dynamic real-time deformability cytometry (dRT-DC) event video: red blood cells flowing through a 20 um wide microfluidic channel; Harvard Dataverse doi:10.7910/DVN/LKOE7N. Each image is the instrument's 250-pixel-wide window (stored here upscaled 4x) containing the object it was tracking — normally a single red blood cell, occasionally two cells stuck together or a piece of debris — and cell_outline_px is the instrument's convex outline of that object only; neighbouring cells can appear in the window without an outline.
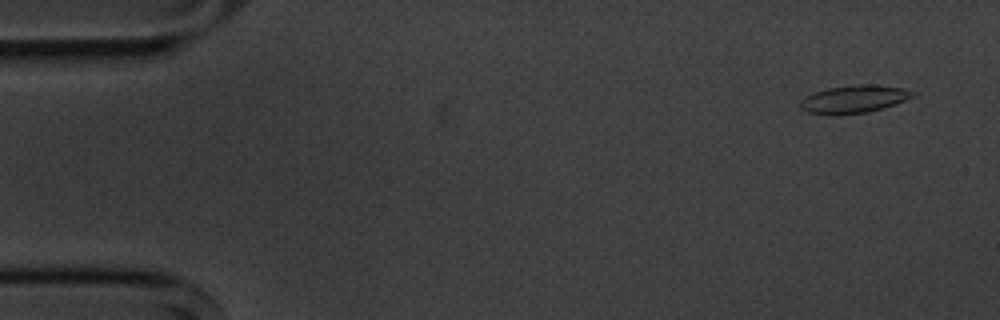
{"species": "common noctule bat (a hibernating species)", "species_latin": "Nyctalus noctula", "temperature_condition": "cold", "stored_images_in_passage": 9, "camera_frame_rate_fps": 3000, "um_per_image_px": 0.085, "animal": {"sex": "male", "body_mass_g": 20.1, "forearm_length_mm": 53.5}, "frame": {"image": 1, "passage_image": 1, "time_ms": 0.0, "image_size_px": [1000, 320], "cell_outline_px": [[916, 96], [884, 108], [868, 112], [808, 112], [800, 108], [800, 100], [816, 92], [828, 88], [852, 84], [872, 84], [900, 88], [916, 92]], "centroid_in_image_um": [72.67, 8.38], "position_along_channel_um": 12.3, "area_um2": 17.46}}
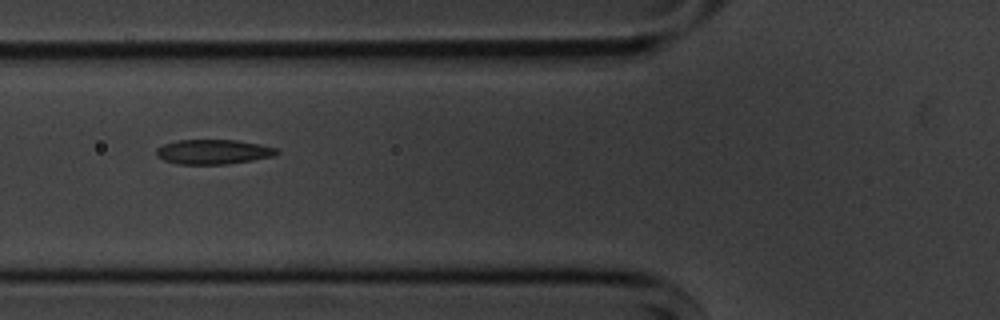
{"frame": {"image": 2, "passage_image": 6, "time_ms": 5.667, "image_size_px": [1000, 320], "cell_outline_px": [[280, 152], [276, 156], [228, 164], [176, 164], [164, 160], [156, 156], [156, 148], [164, 144], [176, 140], [236, 140], [260, 144], [276, 148]], "centroid_in_image_um": [18.13, 12.9], "position_along_channel_um": 107.7, "area_um2": 17.46}}
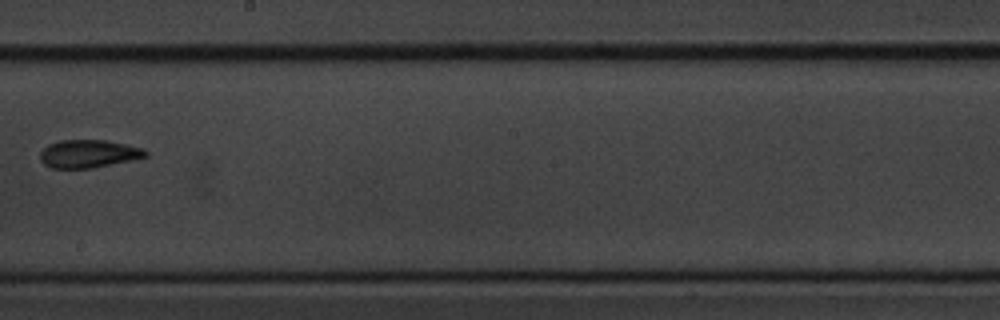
{"frame": {"image": 3, "passage_image": 9, "time_ms": 9.333, "image_size_px": [1000, 320], "cell_outline_px": [[148, 156], [92, 168], [52, 168], [44, 164], [40, 160], [40, 152], [48, 144], [60, 140], [104, 140], [144, 148], [148, 152]], "centroid_in_image_um": [7.5, 13.06], "position_along_channel_um": 240.7, "area_um2": 17.05}}